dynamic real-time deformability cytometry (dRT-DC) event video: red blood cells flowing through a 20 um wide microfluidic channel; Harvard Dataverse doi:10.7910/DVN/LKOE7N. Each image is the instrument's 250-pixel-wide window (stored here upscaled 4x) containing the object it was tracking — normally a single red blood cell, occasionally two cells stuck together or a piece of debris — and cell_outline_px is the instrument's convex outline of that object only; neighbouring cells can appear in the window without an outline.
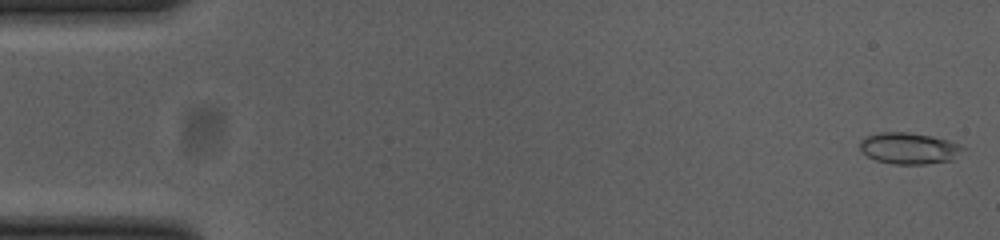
{"species": "common noctule bat (a hibernating species)", "species_latin": "Nyctalus noctula", "temperature_condition": "cold", "stored_images_in_passage": 54, "camera_frame_rate_fps": 3000, "um_per_image_px": 0.085, "animal": {"sex": "female", "body_mass_g": 23.0, "forearm_length_mm": 53.4}, "frame": {"image": 1, "passage_image": 1, "time_ms": 0.0, "image_size_px": [1000, 240], "cell_outline_px": [[968, 148], [952, 160], [924, 164], [892, 164], [876, 160], [868, 156], [860, 148], [860, 140], [868, 136], [880, 132], [908, 132], [932, 136], [948, 140], [960, 144]], "centroid_in_image_um": [77.32, 12.6], "position_along_channel_um": 7.7, "area_um2": 18.9}}
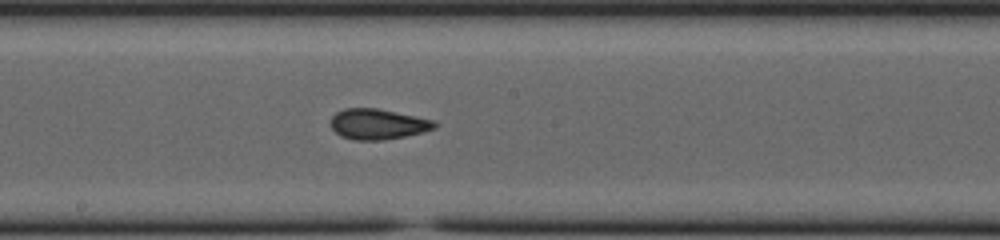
{"frame": {"image": 2, "passage_image": 29, "time_ms": 9.333, "image_size_px": [1000, 240], "cell_outline_px": [[440, 124], [436, 128], [424, 132], [384, 140], [356, 140], [340, 136], [332, 128], [332, 116], [336, 112], [344, 108], [376, 108], [436, 120]], "centroid_in_image_um": [32.17, 10.55], "position_along_channel_um": 216.0, "area_um2": 18.55}}
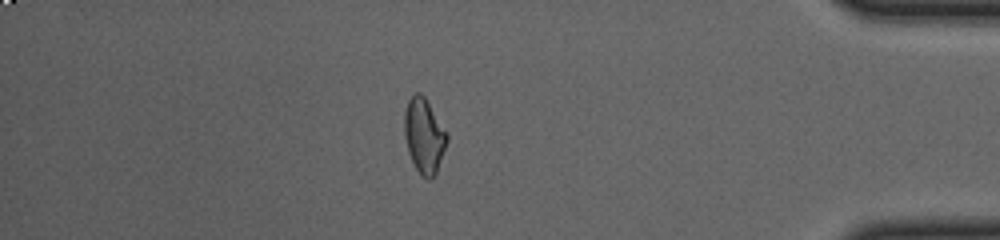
{"frame": {"image": 3, "passage_image": 47, "time_ms": 15.333, "image_size_px": [1000, 240], "cell_outline_px": [[448, 140], [436, 172], [432, 180], [428, 180], [420, 176], [408, 152], [404, 136], [404, 112], [408, 100], [416, 92], [420, 92], [424, 96], [448, 132]], "centroid_in_image_um": [36.05, 11.54], "position_along_channel_um": 399.2, "area_um2": 18.73}, "authors_computed_cell_mechanics": {"area_um2": 18.4671, "velocity_mm_per_s": 3.7145, "shape_relaxation_time_tau1_ms": 2.7692, "shape_relaxation_time_tau2_ms": 1.2188, "deformation_change_tau1": 0.1174, "deformation_change_tau2": 0.0735}}